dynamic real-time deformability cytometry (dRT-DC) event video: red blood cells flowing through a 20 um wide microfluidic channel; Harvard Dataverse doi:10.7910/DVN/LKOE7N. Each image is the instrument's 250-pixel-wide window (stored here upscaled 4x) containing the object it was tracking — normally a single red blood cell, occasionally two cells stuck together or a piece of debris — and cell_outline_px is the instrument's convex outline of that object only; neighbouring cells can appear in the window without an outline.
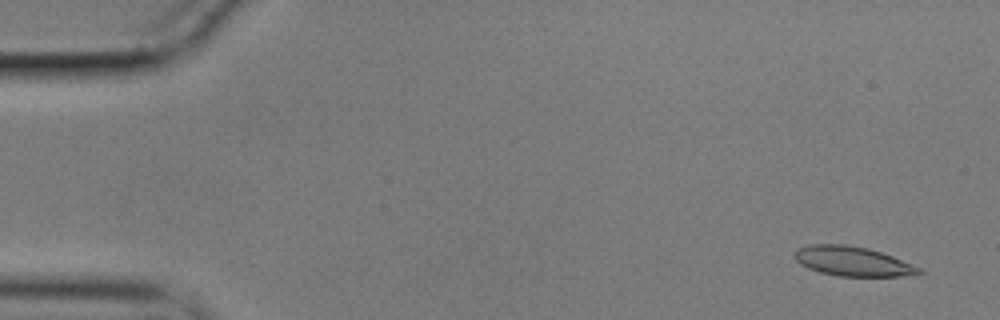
{"species": "common noctule bat (a hibernating species)", "species_latin": "Nyctalus noctula", "temperature_condition": "cold", "stored_images_in_passage": 56, "camera_frame_rate_fps": 3000, "um_per_image_px": 0.085, "animal": {"sex": "male", "body_mass_g": 17.9}, "frame": {"image": 1, "passage_image": 3, "time_ms": 0.667, "image_size_px": [1000, 320], "cell_outline_px": [[924, 272], [900, 276], [840, 276], [820, 272], [808, 268], [800, 264], [792, 256], [792, 252], [796, 248], [808, 244], [844, 244], [868, 248], [892, 256], [920, 268]], "centroid_in_image_um": [72.37, 22.19], "position_along_channel_um": 12.6, "area_um2": 21.39}}
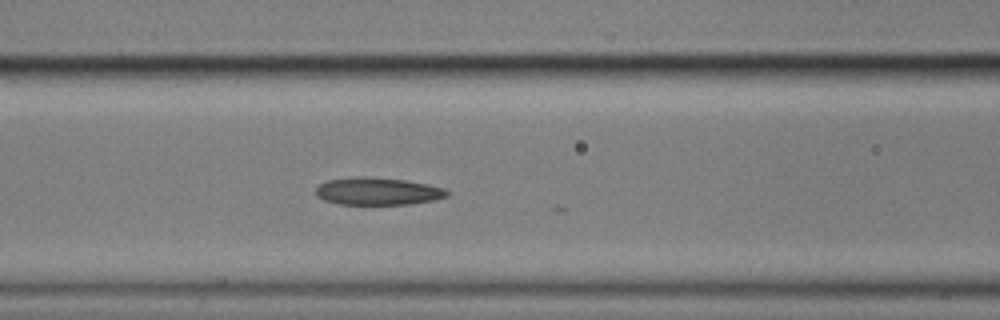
{"frame": {"image": 2, "passage_image": 23, "time_ms": 7.333, "image_size_px": [1000, 320], "cell_outline_px": [[452, 192], [448, 196], [436, 200], [408, 204], [340, 204], [324, 200], [316, 196], [316, 188], [320, 184], [328, 180], [356, 176], [364, 176], [404, 180], [444, 188]], "centroid_in_image_um": [32.12, 16.26], "position_along_channel_um": 134.5, "area_um2": 20.98}}
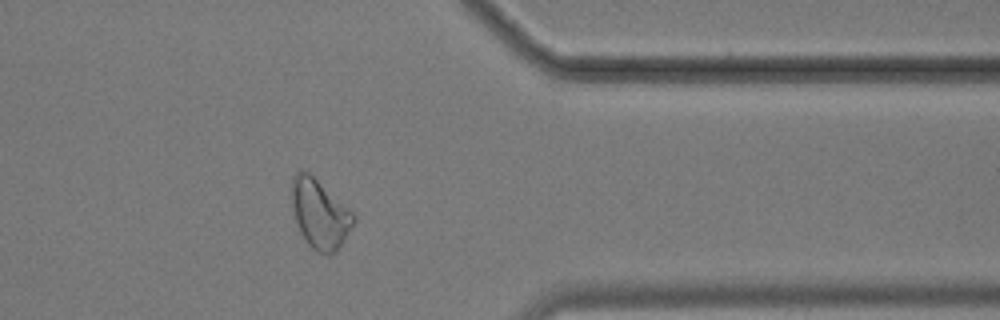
{"frame": {"image": 3, "passage_image": 45, "time_ms": 14.667, "image_size_px": [1000, 320], "cell_outline_px": [[356, 220], [344, 240], [336, 252], [328, 256], [316, 252], [308, 244], [300, 232], [292, 208], [292, 176], [300, 168], [308, 172], [352, 212], [356, 216]], "centroid_in_image_um": [27.17, 18.21], "position_along_channel_um": 384.2, "area_um2": 24.68}, "authors_computed_cell_mechanics": {"area_um2": 21.7617, "velocity_mm_per_s": 3.5767, "shape_relaxation_time_tau1_ms": 6.6887, "shape_relaxation_time_tau2_ms": 3.4891, "deformation_change_tau1": 0.1964, "deformation_change_tau2": 0.1248}}